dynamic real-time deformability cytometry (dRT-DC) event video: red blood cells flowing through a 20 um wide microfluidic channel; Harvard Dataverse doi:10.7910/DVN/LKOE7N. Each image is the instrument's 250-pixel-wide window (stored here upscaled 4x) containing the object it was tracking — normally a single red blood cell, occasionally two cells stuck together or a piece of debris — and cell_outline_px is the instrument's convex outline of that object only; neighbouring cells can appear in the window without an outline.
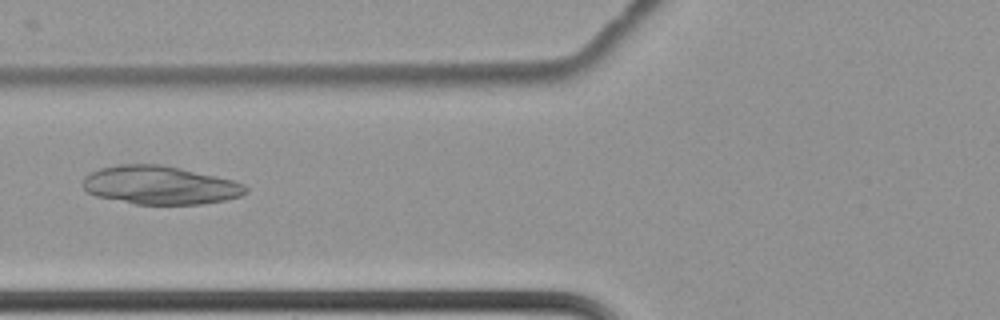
{"species": "common noctule bat (a hibernating species)", "species_latin": "Nyctalus noctula", "temperature_condition": "cold", "stored_images_in_passage": 4, "camera_frame_rate_fps": 3000, "um_per_image_px": 0.085, "animal": {"sex": "female", "body_mass_g": 22.7, "forearm_length_mm": 54.2}, "frame": {"image": 1, "passage_image": 2, "time_ms": 0.333, "image_size_px": [1000, 320], "cell_outline_px": [[248, 192], [240, 196], [224, 200], [200, 204], [136, 204], [96, 196], [88, 192], [84, 188], [84, 176], [100, 168], [116, 164], [160, 164], [180, 168], [216, 176], [232, 180], [244, 184], [248, 188]], "centroid_in_image_um": [13.6, 15.73], "position_along_channel_um": 112.2, "area_um2": 36.3}}
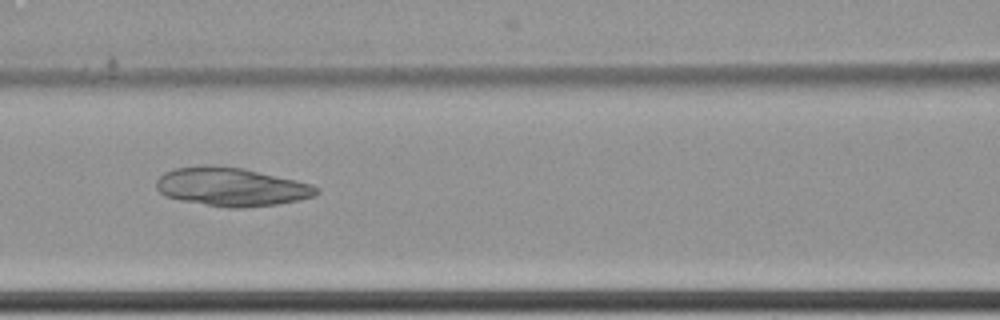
{"frame": {"image": 2, "passage_image": 3, "time_ms": 0.667, "image_size_px": [1000, 320], "cell_outline_px": [[320, 192], [316, 196], [300, 200], [276, 204], [244, 208], [228, 208], [180, 200], [164, 196], [156, 188], [156, 180], [164, 172], [176, 168], [208, 164], [216, 164], [244, 168], [296, 180], [312, 184], [320, 188]], "centroid_in_image_um": [19.68, 15.87], "position_along_channel_um": 146.9, "area_um2": 36.41}}
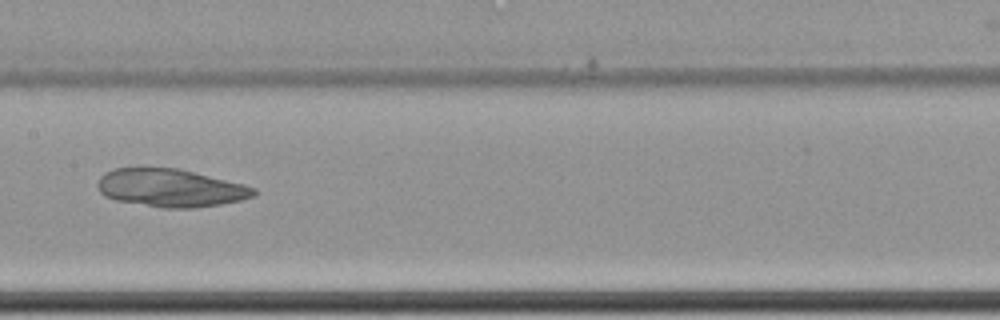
{"frame": {"image": 3, "passage_image": 4, "time_ms": 1.0, "image_size_px": [1000, 320], "cell_outline_px": [[256, 196], [240, 200], [220, 204], [192, 208], [164, 208], [116, 200], [104, 196], [100, 192], [96, 184], [100, 176], [104, 172], [116, 168], [180, 168], [244, 184], [256, 188]], "centroid_in_image_um": [14.5, 15.97], "position_along_channel_um": 192.9, "area_um2": 34.62}}